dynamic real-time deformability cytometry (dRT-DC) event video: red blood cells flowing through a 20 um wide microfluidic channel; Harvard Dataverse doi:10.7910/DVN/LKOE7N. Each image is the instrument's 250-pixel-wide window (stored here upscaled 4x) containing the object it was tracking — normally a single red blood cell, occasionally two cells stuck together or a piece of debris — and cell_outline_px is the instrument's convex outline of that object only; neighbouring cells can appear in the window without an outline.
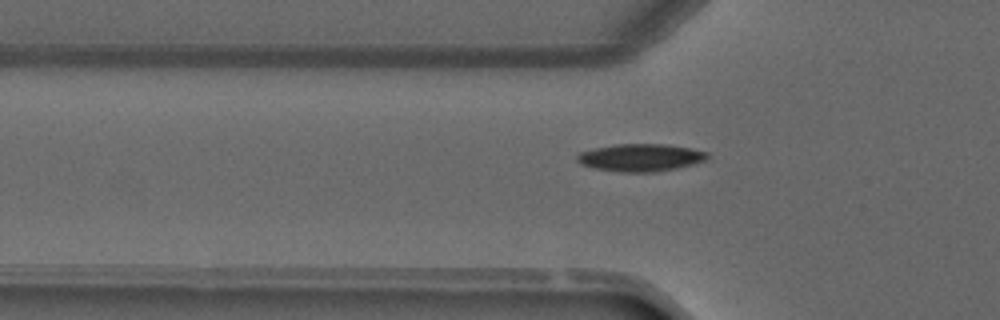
{"species": "common noctule bat (a hibernating species)", "species_latin": "Nyctalus noctula", "temperature_condition": "warm", "stored_images_in_passage": 3, "camera_frame_rate_fps": 3000, "um_per_image_px": 0.085, "animal": {"sex": "male", "forearm_length_mm": 52.5}, "frame": {"image": 1, "passage_image": 3, "time_ms": 3.333, "image_size_px": [1000, 320], "cell_outline_px": [[708, 156], [704, 160], [692, 164], [676, 168], [656, 172], [620, 172], [592, 168], [580, 164], [576, 160], [576, 156], [580, 152], [596, 148], [616, 144], [664, 144], [688, 148], [708, 152]], "centroid_in_image_um": [54.39, 13.4], "position_along_channel_um": 71.4, "area_um2": 20.75}}